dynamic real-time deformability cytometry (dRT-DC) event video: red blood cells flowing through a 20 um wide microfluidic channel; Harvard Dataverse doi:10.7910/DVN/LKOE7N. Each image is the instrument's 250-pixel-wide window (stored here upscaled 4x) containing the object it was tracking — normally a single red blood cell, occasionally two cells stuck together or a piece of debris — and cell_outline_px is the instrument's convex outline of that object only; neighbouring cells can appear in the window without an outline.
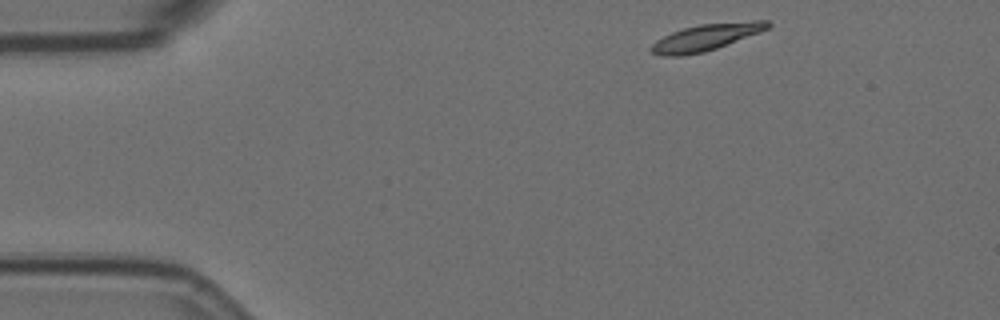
{"species": "Egyptian fruit bat (a non-hibernating species)", "species_latin": "Rousettus aegyptiacus", "temperature_condition": "room temperature", "stored_images_in_passage": 5, "camera_frame_rate_fps": 3000, "um_per_image_px": 0.085, "animal": {"sex": "female"}, "frame": {"image": 1, "passage_image": 1, "time_ms": 0.0, "image_size_px": [1000, 320], "cell_outline_px": [[772, 24], [768, 28], [760, 32], [716, 48], [704, 52], [680, 56], [660, 56], [652, 52], [648, 48], [656, 40], [672, 32], [684, 28], [700, 24], [752, 20], [768, 20]], "centroid_in_image_um": [60.0, 3.16], "position_along_channel_um": 25.0, "area_um2": 18.03}}
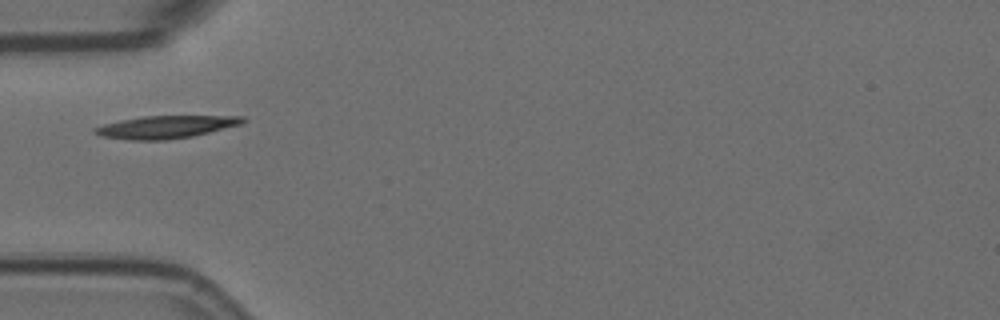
{"frame": {"image": 2, "passage_image": 4, "time_ms": 1.0, "image_size_px": [1000, 320], "cell_outline_px": [[248, 120], [240, 124], [192, 136], [168, 140], [132, 140], [100, 136], [92, 132], [92, 128], [104, 124], [120, 120], [140, 116], [244, 116]], "centroid_in_image_um": [14.04, 10.79], "position_along_channel_um": 71.0, "area_um2": 19.48}}
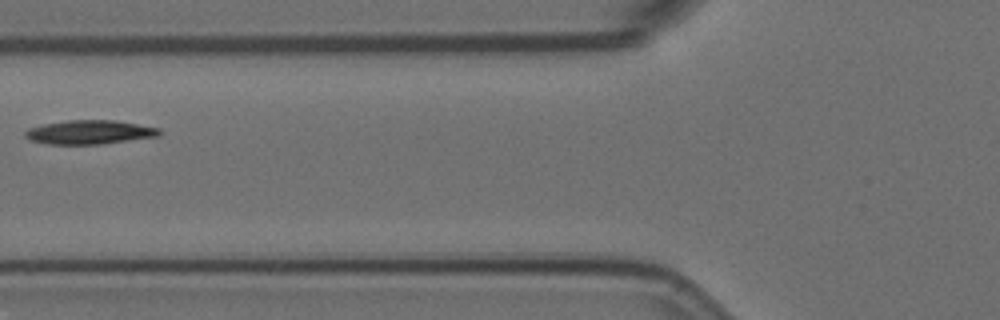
{"frame": {"image": 3, "passage_image": 5, "time_ms": 1.333, "image_size_px": [1000, 320], "cell_outline_px": [[160, 136], [100, 144], [48, 144], [32, 140], [24, 136], [24, 132], [28, 128], [44, 124], [68, 120], [112, 120], [160, 128]], "centroid_in_image_um": [7.6, 11.23], "position_along_channel_um": 118.2, "area_um2": 18.55}}